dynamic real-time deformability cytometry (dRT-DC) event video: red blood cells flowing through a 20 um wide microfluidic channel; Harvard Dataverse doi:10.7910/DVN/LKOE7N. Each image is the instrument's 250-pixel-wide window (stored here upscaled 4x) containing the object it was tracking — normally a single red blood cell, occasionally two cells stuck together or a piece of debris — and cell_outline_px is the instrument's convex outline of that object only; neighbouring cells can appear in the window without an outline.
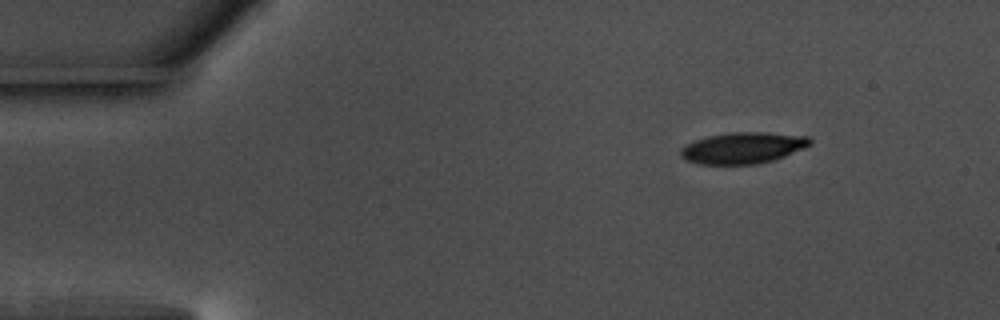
{"species": "common noctule bat (a hibernating species)", "species_latin": "Nyctalus noctula", "temperature_condition": "warm", "stored_images_in_passage": 49, "camera_frame_rate_fps": 3000, "um_per_image_px": 0.085, "animal": {"sex": "male", "body_mass_g": 17.5, "forearm_length_mm": 52.3}, "frame": {"image": 1, "passage_image": 1, "time_ms": 0.0, "image_size_px": [1000, 320], "cell_outline_px": [[812, 144], [804, 148], [784, 156], [772, 160], [756, 164], [700, 164], [688, 160], [680, 156], [680, 148], [696, 140], [708, 136], [732, 132], [768, 132], [808, 136], [812, 140]], "centroid_in_image_um": [63.18, 12.56], "position_along_channel_um": 21.8, "area_um2": 23.47}}
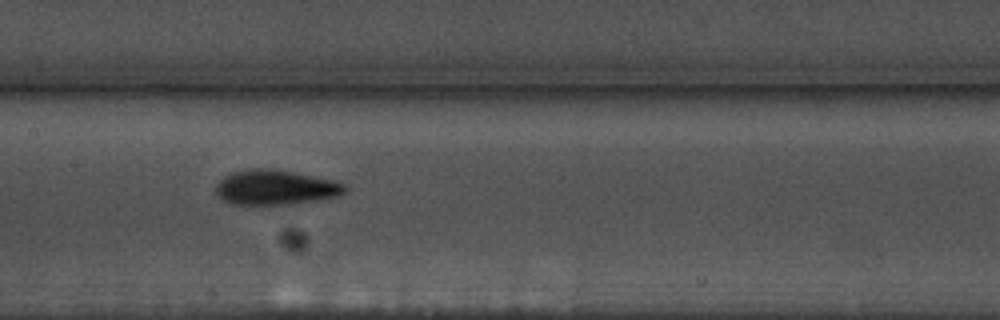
{"frame": {"image": 2, "passage_image": 21, "time_ms": 6.667, "image_size_px": [1000, 320], "cell_outline_px": [[348, 188], [344, 192], [336, 196], [280, 208], [228, 204], [220, 200], [216, 196], [216, 184], [220, 180], [236, 172], [248, 168], [272, 168], [336, 180], [344, 184]], "centroid_in_image_um": [23.39, 15.99], "position_along_channel_um": 184.0, "area_um2": 27.4}}
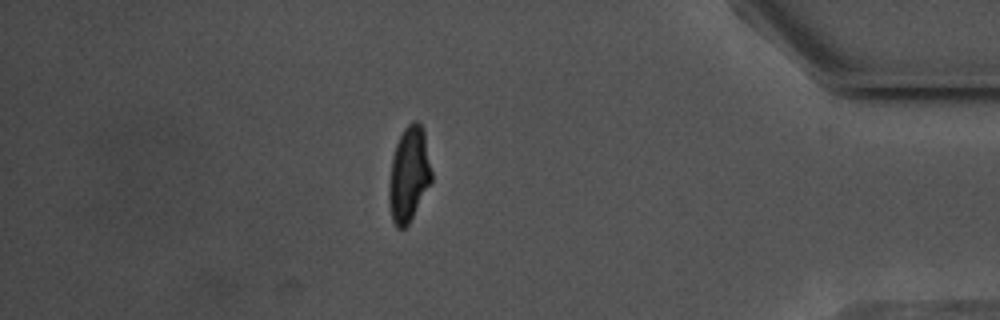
{"frame": {"image": 3, "passage_image": 42, "time_ms": 13.667, "image_size_px": [1000, 320], "cell_outline_px": [[432, 180], [408, 224], [404, 228], [396, 228], [392, 220], [388, 200], [388, 184], [392, 156], [396, 144], [404, 128], [412, 120], [416, 120], [424, 128], [432, 172]], "centroid_in_image_um": [34.74, 14.79], "position_along_channel_um": 400.5, "area_um2": 23.7}, "authors_computed_cell_mechanics": {"area_um2": 24.276, "velocity_mm_per_s": 3.654, "shape_relaxation_time_tau1_ms": 3.1812, "shape_relaxation_time_tau2_ms": 2.769, "deformation_change_tau1": 0.1557, "deformation_change_tau2": 0.0879}}